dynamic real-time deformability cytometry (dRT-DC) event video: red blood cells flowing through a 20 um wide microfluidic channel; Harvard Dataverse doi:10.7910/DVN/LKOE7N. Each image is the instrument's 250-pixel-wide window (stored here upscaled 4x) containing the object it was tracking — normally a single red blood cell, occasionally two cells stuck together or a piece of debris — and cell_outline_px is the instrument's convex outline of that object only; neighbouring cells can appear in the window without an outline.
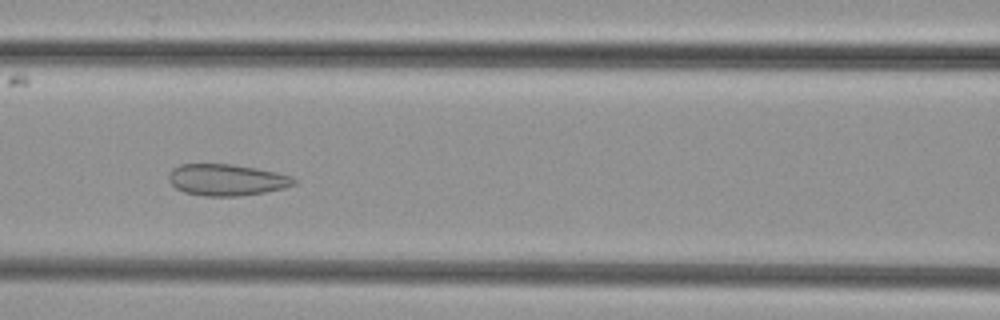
{"species": "common noctule bat (a hibernating species)", "species_latin": "Nyctalus noctula", "temperature_condition": "cold", "stored_images_in_passage": 42, "camera_frame_rate_fps": 3000, "um_per_image_px": 0.085, "animal": {"sex": "female", "body_mass_g": 29.2, "forearm_length_mm": 56.3}, "frame": {"image": 1, "passage_image": 13, "time_ms": 4.0, "image_size_px": [1000, 320], "cell_outline_px": [[296, 184], [284, 188], [264, 192], [240, 196], [204, 196], [184, 192], [176, 188], [168, 180], [168, 172], [172, 168], [180, 164], [232, 164], [256, 168], [276, 172], [292, 176], [296, 180]], "centroid_in_image_um": [19.25, 15.28], "position_along_channel_um": 147.4, "area_um2": 23.12}}
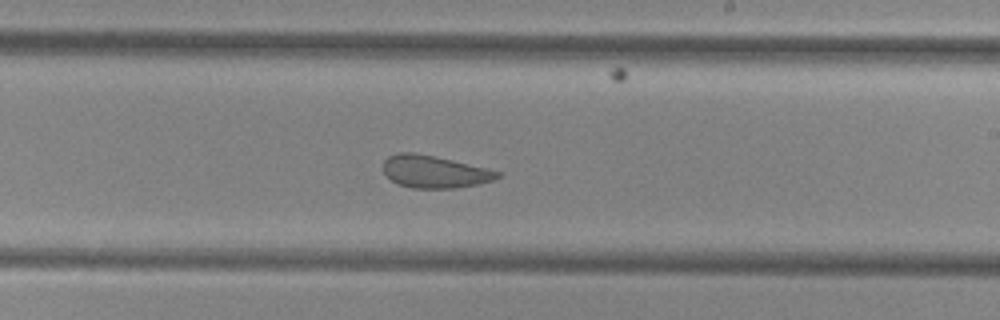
{"frame": {"image": 2, "passage_image": 21, "time_ms": 6.667, "image_size_px": [1000, 320], "cell_outline_px": [[500, 176], [492, 180], [480, 184], [456, 188], [412, 188], [396, 184], [384, 172], [384, 160], [388, 156], [400, 152], [416, 152], [452, 160], [500, 172]], "centroid_in_image_um": [36.89, 14.6], "position_along_channel_um": 252.1, "area_um2": 21.39}}
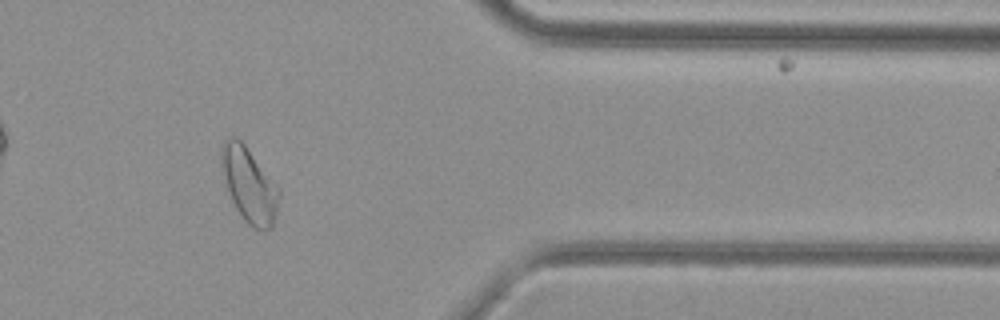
{"frame": {"image": 3, "passage_image": 33, "time_ms": 10.667, "image_size_px": [1000, 320], "cell_outline_px": [[280, 196], [276, 216], [272, 228], [264, 232], [252, 228], [244, 220], [236, 208], [228, 192], [220, 164], [220, 148], [224, 140], [228, 136], [236, 136], [244, 144], [280, 188]], "centroid_in_image_um": [21.18, 15.73], "position_along_channel_um": 390.2, "area_um2": 25.49}}